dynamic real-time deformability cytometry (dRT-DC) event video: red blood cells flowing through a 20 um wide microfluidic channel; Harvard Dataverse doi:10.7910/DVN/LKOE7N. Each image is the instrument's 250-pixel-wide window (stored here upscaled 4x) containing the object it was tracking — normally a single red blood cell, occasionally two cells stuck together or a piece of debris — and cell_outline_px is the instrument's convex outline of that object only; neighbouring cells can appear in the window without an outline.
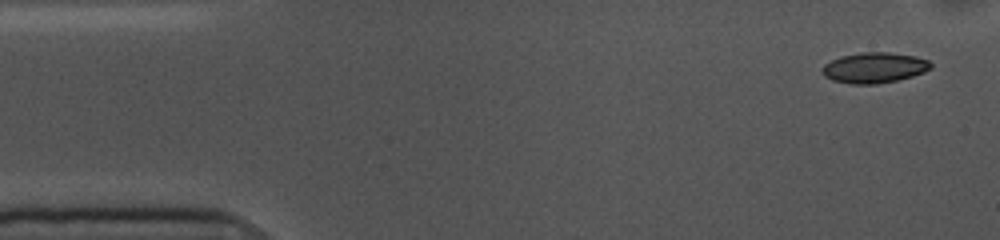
{"species": "common noctule bat (a hibernating species)", "species_latin": "Nyctalus noctula", "temperature_condition": "cold", "stored_images_in_passage": 53, "camera_frame_rate_fps": 3000, "um_per_image_px": 0.085, "animal": {"sex": "female", "body_mass_g": 10.0, "forearm_length_mm": 53.1}, "frame": {"image": 1, "passage_image": 1, "time_ms": 0.0, "image_size_px": [1000, 240], "cell_outline_px": [[932, 68], [924, 72], [912, 76], [896, 80], [876, 84], [852, 84], [832, 80], [824, 76], [820, 72], [820, 68], [824, 64], [840, 56], [860, 52], [888, 52], [916, 56], [928, 60], [932, 64]], "centroid_in_image_um": [74.29, 5.75], "position_along_channel_um": 10.7, "area_um2": 19.48}}
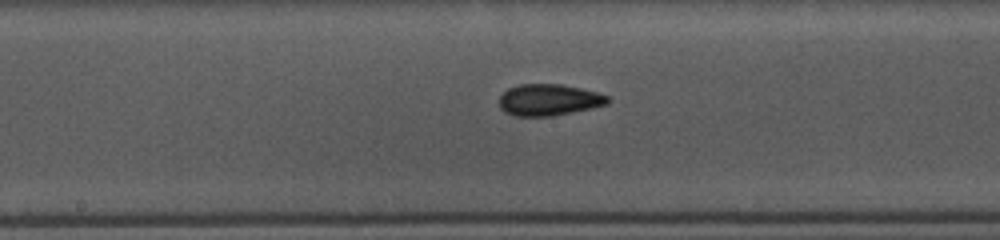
{"frame": {"image": 2, "passage_image": 25, "time_ms": 8.0, "image_size_px": [1000, 240], "cell_outline_px": [[612, 100], [608, 104], [592, 108], [552, 116], [516, 116], [504, 112], [500, 108], [500, 96], [508, 88], [520, 84], [560, 84], [580, 88], [596, 92], [608, 96]], "centroid_in_image_um": [46.66, 8.49], "position_along_channel_um": 201.5, "area_um2": 19.94}}
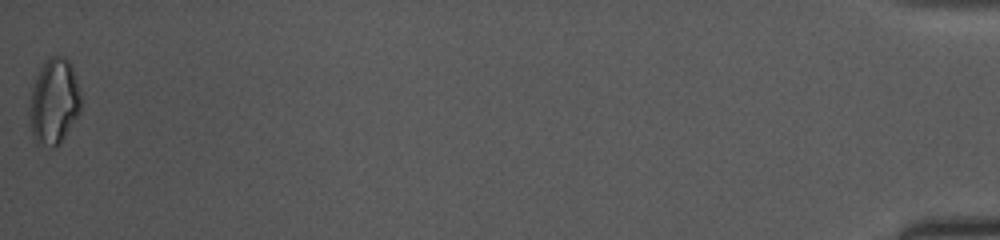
{"frame": {"image": 3, "passage_image": 53, "time_ms": 17.333, "image_size_px": [1000, 240], "cell_outline_px": [[80, 112], [60, 144], [52, 148], [36, 144], [32, 136], [28, 112], [32, 88], [36, 76], [40, 68], [52, 56], [64, 56], [68, 60], [72, 68], [80, 92]], "centroid_in_image_um": [4.57, 8.69], "position_along_channel_um": 430.6, "area_um2": 25.72}, "authors_computed_cell_mechanics": {"area_um2": 19.363, "velocity_mm_per_s": 3.5862, "shape_relaxation_time_tau1_ms": 11.3003, "shape_relaxation_time_tau2_ms": 4.0474, "deformation_change_tau1": 0.1873, "deformation_change_tau2": 0.0748}}